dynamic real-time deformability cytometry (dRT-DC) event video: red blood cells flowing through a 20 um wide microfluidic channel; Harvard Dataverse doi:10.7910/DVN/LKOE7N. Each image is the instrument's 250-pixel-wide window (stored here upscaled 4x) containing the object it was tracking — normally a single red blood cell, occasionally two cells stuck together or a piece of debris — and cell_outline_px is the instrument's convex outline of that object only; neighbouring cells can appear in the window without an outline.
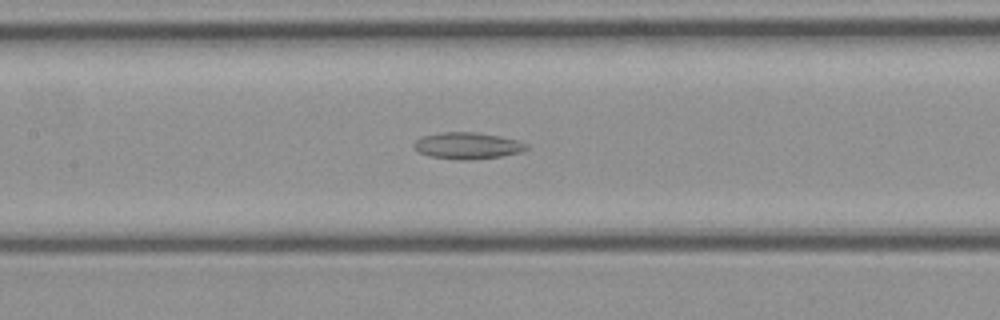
{"species": "common noctule bat (a hibernating species)", "species_latin": "Nyctalus noctula", "temperature_condition": "cold", "stored_images_in_passage": 43, "camera_frame_rate_fps": 3000, "um_per_image_px": 0.085, "animal": {"sex": "female", "body_mass_g": 21.9}, "frame": {"image": 1, "passage_image": 21, "time_ms": 6.667, "image_size_px": [1000, 320], "cell_outline_px": [[528, 148], [524, 152], [504, 156], [472, 160], [456, 160], [428, 156], [420, 152], [412, 144], [416, 140], [424, 136], [440, 132], [476, 132], [500, 136], [520, 140], [528, 144]], "centroid_in_image_um": [39.8, 12.39], "position_along_channel_um": 167.6, "area_um2": 17.74}}
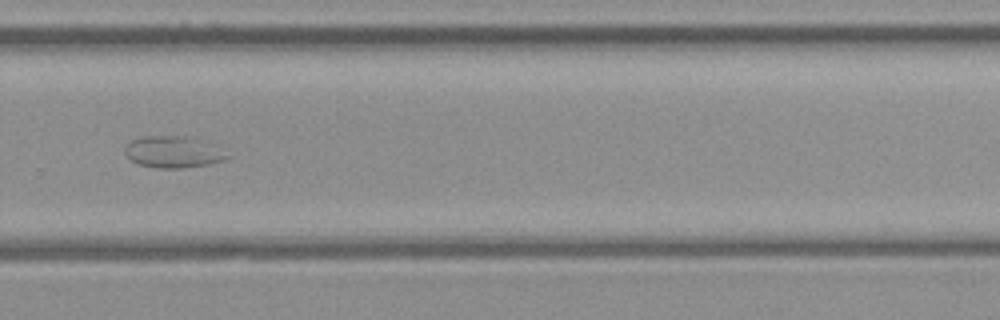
{"frame": {"image": 2, "passage_image": 31, "time_ms": 10.0, "image_size_px": [1000, 320], "cell_outline_px": [[232, 156], [224, 160], [208, 164], [184, 168], [156, 168], [136, 164], [124, 152], [124, 148], [132, 140], [144, 136], [188, 136], [208, 140]], "centroid_in_image_um": [14.78, 12.91], "position_along_channel_um": 315.0, "area_um2": 19.19}}
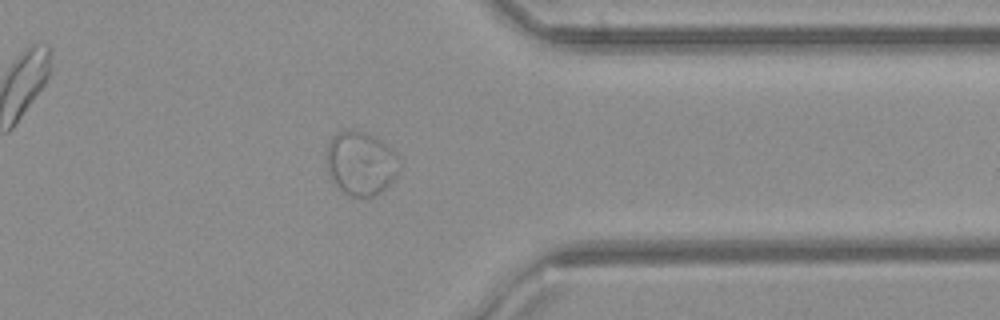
{"frame": {"image": 3, "passage_image": 36, "time_ms": 11.667, "image_size_px": [1000, 320], "cell_outline_px": [[400, 172], [376, 196], [352, 196], [344, 192], [336, 184], [328, 172], [324, 160], [324, 152], [332, 136], [336, 132], [344, 128], [364, 132], [376, 136], [396, 152], [400, 160]], "centroid_in_image_um": [30.65, 13.83], "position_along_channel_um": 380.8, "area_um2": 27.63}}